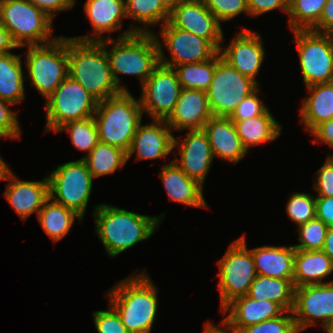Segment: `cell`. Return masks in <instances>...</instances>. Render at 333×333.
Returning a JSON list of instances; mask_svg holds the SVG:
<instances>
[{"label":"cell","instance_id":"2e32d148","mask_svg":"<svg viewBox=\"0 0 333 333\" xmlns=\"http://www.w3.org/2000/svg\"><path fill=\"white\" fill-rule=\"evenodd\" d=\"M169 22L176 28L210 41L218 50L225 41L221 23L203 0H183L170 13Z\"/></svg>","mask_w":333,"mask_h":333},{"label":"cell","instance_id":"7bdbcfd3","mask_svg":"<svg viewBox=\"0 0 333 333\" xmlns=\"http://www.w3.org/2000/svg\"><path fill=\"white\" fill-rule=\"evenodd\" d=\"M259 92L260 89L258 86L251 94L239 103L229 118L231 120H245L262 115L268 107H266L260 97H258V94H260Z\"/></svg>","mask_w":333,"mask_h":333},{"label":"cell","instance_id":"ba28073f","mask_svg":"<svg viewBox=\"0 0 333 333\" xmlns=\"http://www.w3.org/2000/svg\"><path fill=\"white\" fill-rule=\"evenodd\" d=\"M217 264L222 310L234 298L247 295L252 282L257 277L254 259L251 250L247 248L245 234L230 244Z\"/></svg>","mask_w":333,"mask_h":333},{"label":"cell","instance_id":"f35d334b","mask_svg":"<svg viewBox=\"0 0 333 333\" xmlns=\"http://www.w3.org/2000/svg\"><path fill=\"white\" fill-rule=\"evenodd\" d=\"M286 205L288 218L297 226L316 217V197L310 193H293Z\"/></svg>","mask_w":333,"mask_h":333},{"label":"cell","instance_id":"681fc988","mask_svg":"<svg viewBox=\"0 0 333 333\" xmlns=\"http://www.w3.org/2000/svg\"><path fill=\"white\" fill-rule=\"evenodd\" d=\"M314 136L313 143H326L330 148H333V118L320 123L311 132Z\"/></svg>","mask_w":333,"mask_h":333},{"label":"cell","instance_id":"e575fe53","mask_svg":"<svg viewBox=\"0 0 333 333\" xmlns=\"http://www.w3.org/2000/svg\"><path fill=\"white\" fill-rule=\"evenodd\" d=\"M216 56L204 62L187 63L175 66L182 89L206 91L213 80Z\"/></svg>","mask_w":333,"mask_h":333},{"label":"cell","instance_id":"f546056e","mask_svg":"<svg viewBox=\"0 0 333 333\" xmlns=\"http://www.w3.org/2000/svg\"><path fill=\"white\" fill-rule=\"evenodd\" d=\"M22 57L11 52L0 55V98L13 105L25 98Z\"/></svg>","mask_w":333,"mask_h":333},{"label":"cell","instance_id":"d590c367","mask_svg":"<svg viewBox=\"0 0 333 333\" xmlns=\"http://www.w3.org/2000/svg\"><path fill=\"white\" fill-rule=\"evenodd\" d=\"M327 0H288L291 30H311L320 20Z\"/></svg>","mask_w":333,"mask_h":333},{"label":"cell","instance_id":"74e56055","mask_svg":"<svg viewBox=\"0 0 333 333\" xmlns=\"http://www.w3.org/2000/svg\"><path fill=\"white\" fill-rule=\"evenodd\" d=\"M328 228L329 226L316 217L297 226L299 244L293 245L294 248L304 251H321Z\"/></svg>","mask_w":333,"mask_h":333},{"label":"cell","instance_id":"ee69618b","mask_svg":"<svg viewBox=\"0 0 333 333\" xmlns=\"http://www.w3.org/2000/svg\"><path fill=\"white\" fill-rule=\"evenodd\" d=\"M10 106L13 104L0 98V138L20 139L22 132L18 115L9 109Z\"/></svg>","mask_w":333,"mask_h":333},{"label":"cell","instance_id":"11a10c76","mask_svg":"<svg viewBox=\"0 0 333 333\" xmlns=\"http://www.w3.org/2000/svg\"><path fill=\"white\" fill-rule=\"evenodd\" d=\"M163 6L171 13L183 0H160Z\"/></svg>","mask_w":333,"mask_h":333},{"label":"cell","instance_id":"1f68e13d","mask_svg":"<svg viewBox=\"0 0 333 333\" xmlns=\"http://www.w3.org/2000/svg\"><path fill=\"white\" fill-rule=\"evenodd\" d=\"M38 221L44 232L53 240L58 242L70 231L75 220L83 222V218L75 211L56 203L48 198L37 215Z\"/></svg>","mask_w":333,"mask_h":333},{"label":"cell","instance_id":"e0dca14e","mask_svg":"<svg viewBox=\"0 0 333 333\" xmlns=\"http://www.w3.org/2000/svg\"><path fill=\"white\" fill-rule=\"evenodd\" d=\"M174 137L173 149L179 148L180 159L173 161L189 177L204 186V181L212 166L214 155L210 143L203 129L188 130L186 136Z\"/></svg>","mask_w":333,"mask_h":333},{"label":"cell","instance_id":"5bb4252c","mask_svg":"<svg viewBox=\"0 0 333 333\" xmlns=\"http://www.w3.org/2000/svg\"><path fill=\"white\" fill-rule=\"evenodd\" d=\"M181 90L175 69L159 63L141 86L139 99L143 114H149L152 120H166L173 112Z\"/></svg>","mask_w":333,"mask_h":333},{"label":"cell","instance_id":"6f0895ef","mask_svg":"<svg viewBox=\"0 0 333 333\" xmlns=\"http://www.w3.org/2000/svg\"><path fill=\"white\" fill-rule=\"evenodd\" d=\"M323 328L326 333H333V319L328 321Z\"/></svg>","mask_w":333,"mask_h":333},{"label":"cell","instance_id":"277c9868","mask_svg":"<svg viewBox=\"0 0 333 333\" xmlns=\"http://www.w3.org/2000/svg\"><path fill=\"white\" fill-rule=\"evenodd\" d=\"M68 75L98 102L123 92L113 78L104 40L80 41L68 37Z\"/></svg>","mask_w":333,"mask_h":333},{"label":"cell","instance_id":"9f6ffc18","mask_svg":"<svg viewBox=\"0 0 333 333\" xmlns=\"http://www.w3.org/2000/svg\"><path fill=\"white\" fill-rule=\"evenodd\" d=\"M9 170L10 167L8 166L7 162H5L0 156V181L5 180V177Z\"/></svg>","mask_w":333,"mask_h":333},{"label":"cell","instance_id":"bcb514c9","mask_svg":"<svg viewBox=\"0 0 333 333\" xmlns=\"http://www.w3.org/2000/svg\"><path fill=\"white\" fill-rule=\"evenodd\" d=\"M250 17L261 16L276 9L288 15V0H247Z\"/></svg>","mask_w":333,"mask_h":333},{"label":"cell","instance_id":"7dc6e473","mask_svg":"<svg viewBox=\"0 0 333 333\" xmlns=\"http://www.w3.org/2000/svg\"><path fill=\"white\" fill-rule=\"evenodd\" d=\"M41 11L46 13L52 20L55 14L64 10H71L77 3L76 0H28Z\"/></svg>","mask_w":333,"mask_h":333},{"label":"cell","instance_id":"6da1fadb","mask_svg":"<svg viewBox=\"0 0 333 333\" xmlns=\"http://www.w3.org/2000/svg\"><path fill=\"white\" fill-rule=\"evenodd\" d=\"M94 209L96 234L110 258L149 239L165 217V213L147 216L111 204H99Z\"/></svg>","mask_w":333,"mask_h":333},{"label":"cell","instance_id":"7a4b0ae2","mask_svg":"<svg viewBox=\"0 0 333 333\" xmlns=\"http://www.w3.org/2000/svg\"><path fill=\"white\" fill-rule=\"evenodd\" d=\"M130 28L119 33L117 39L104 40V48L110 61L111 72L115 83L123 92H129L118 75H135L141 86L159 64V49L152 32H143L140 25L130 24ZM112 45L107 50L108 45Z\"/></svg>","mask_w":333,"mask_h":333},{"label":"cell","instance_id":"4fadbf2b","mask_svg":"<svg viewBox=\"0 0 333 333\" xmlns=\"http://www.w3.org/2000/svg\"><path fill=\"white\" fill-rule=\"evenodd\" d=\"M153 32L159 49V63L174 68L187 63L204 62L215 57L219 50L208 40L174 27L169 21L160 25V31ZM162 38L160 40V38ZM170 58L166 57L164 47Z\"/></svg>","mask_w":333,"mask_h":333},{"label":"cell","instance_id":"8992f818","mask_svg":"<svg viewBox=\"0 0 333 333\" xmlns=\"http://www.w3.org/2000/svg\"><path fill=\"white\" fill-rule=\"evenodd\" d=\"M0 22L18 47L52 43L53 20L28 0H0Z\"/></svg>","mask_w":333,"mask_h":333},{"label":"cell","instance_id":"f907efd6","mask_svg":"<svg viewBox=\"0 0 333 333\" xmlns=\"http://www.w3.org/2000/svg\"><path fill=\"white\" fill-rule=\"evenodd\" d=\"M311 30L319 33L333 34V0H327L319 22Z\"/></svg>","mask_w":333,"mask_h":333},{"label":"cell","instance_id":"30bf717a","mask_svg":"<svg viewBox=\"0 0 333 333\" xmlns=\"http://www.w3.org/2000/svg\"><path fill=\"white\" fill-rule=\"evenodd\" d=\"M45 103V132H57L67 122L93 117L98 101L68 75Z\"/></svg>","mask_w":333,"mask_h":333},{"label":"cell","instance_id":"52a82bcc","mask_svg":"<svg viewBox=\"0 0 333 333\" xmlns=\"http://www.w3.org/2000/svg\"><path fill=\"white\" fill-rule=\"evenodd\" d=\"M26 47L30 85L47 99L68 76V37L58 36L52 43Z\"/></svg>","mask_w":333,"mask_h":333},{"label":"cell","instance_id":"8fae6325","mask_svg":"<svg viewBox=\"0 0 333 333\" xmlns=\"http://www.w3.org/2000/svg\"><path fill=\"white\" fill-rule=\"evenodd\" d=\"M305 86L333 82V34L293 30Z\"/></svg>","mask_w":333,"mask_h":333},{"label":"cell","instance_id":"b9f144b4","mask_svg":"<svg viewBox=\"0 0 333 333\" xmlns=\"http://www.w3.org/2000/svg\"><path fill=\"white\" fill-rule=\"evenodd\" d=\"M93 319L98 333H129L119 314L110 304L108 310L94 311Z\"/></svg>","mask_w":333,"mask_h":333},{"label":"cell","instance_id":"7402d4cb","mask_svg":"<svg viewBox=\"0 0 333 333\" xmlns=\"http://www.w3.org/2000/svg\"><path fill=\"white\" fill-rule=\"evenodd\" d=\"M84 10L94 32L82 37H71L80 41L100 42L109 39L108 35H102L120 30L126 18L125 0H86Z\"/></svg>","mask_w":333,"mask_h":333},{"label":"cell","instance_id":"44dd1931","mask_svg":"<svg viewBox=\"0 0 333 333\" xmlns=\"http://www.w3.org/2000/svg\"><path fill=\"white\" fill-rule=\"evenodd\" d=\"M212 116L205 91L182 89L166 122L173 132L199 130Z\"/></svg>","mask_w":333,"mask_h":333},{"label":"cell","instance_id":"3957f363","mask_svg":"<svg viewBox=\"0 0 333 333\" xmlns=\"http://www.w3.org/2000/svg\"><path fill=\"white\" fill-rule=\"evenodd\" d=\"M137 272L108 290V303L129 333H151L158 312V289L146 272Z\"/></svg>","mask_w":333,"mask_h":333},{"label":"cell","instance_id":"8d00e7d4","mask_svg":"<svg viewBox=\"0 0 333 333\" xmlns=\"http://www.w3.org/2000/svg\"><path fill=\"white\" fill-rule=\"evenodd\" d=\"M66 130L69 132L72 144L79 151H85L88 154L99 143L94 117L67 122L57 132Z\"/></svg>","mask_w":333,"mask_h":333},{"label":"cell","instance_id":"ab89813d","mask_svg":"<svg viewBox=\"0 0 333 333\" xmlns=\"http://www.w3.org/2000/svg\"><path fill=\"white\" fill-rule=\"evenodd\" d=\"M238 333H298V331L292 311H284L278 317L247 326Z\"/></svg>","mask_w":333,"mask_h":333},{"label":"cell","instance_id":"f5cc1de1","mask_svg":"<svg viewBox=\"0 0 333 333\" xmlns=\"http://www.w3.org/2000/svg\"><path fill=\"white\" fill-rule=\"evenodd\" d=\"M204 333H238V332L235 329H233L224 319H222V321H220L219 326L213 324L211 321L205 322Z\"/></svg>","mask_w":333,"mask_h":333},{"label":"cell","instance_id":"603a6c76","mask_svg":"<svg viewBox=\"0 0 333 333\" xmlns=\"http://www.w3.org/2000/svg\"><path fill=\"white\" fill-rule=\"evenodd\" d=\"M203 131L208 137L214 158L237 164L247 155L248 151L229 117L212 116L205 123Z\"/></svg>","mask_w":333,"mask_h":333},{"label":"cell","instance_id":"db71d44e","mask_svg":"<svg viewBox=\"0 0 333 333\" xmlns=\"http://www.w3.org/2000/svg\"><path fill=\"white\" fill-rule=\"evenodd\" d=\"M322 251L325 252L333 262V226L328 228Z\"/></svg>","mask_w":333,"mask_h":333},{"label":"cell","instance_id":"cb8c5ba5","mask_svg":"<svg viewBox=\"0 0 333 333\" xmlns=\"http://www.w3.org/2000/svg\"><path fill=\"white\" fill-rule=\"evenodd\" d=\"M224 320L237 332L241 329L280 316L284 310L270 300H254L247 295L229 302L222 310ZM229 314L227 315V313Z\"/></svg>","mask_w":333,"mask_h":333},{"label":"cell","instance_id":"9c48e42d","mask_svg":"<svg viewBox=\"0 0 333 333\" xmlns=\"http://www.w3.org/2000/svg\"><path fill=\"white\" fill-rule=\"evenodd\" d=\"M49 198L75 211L84 219L93 188V177L80 158L57 166L47 176Z\"/></svg>","mask_w":333,"mask_h":333},{"label":"cell","instance_id":"4316f807","mask_svg":"<svg viewBox=\"0 0 333 333\" xmlns=\"http://www.w3.org/2000/svg\"><path fill=\"white\" fill-rule=\"evenodd\" d=\"M306 88L309 96L302 100L300 122L310 133L320 123L333 118V82L317 83Z\"/></svg>","mask_w":333,"mask_h":333},{"label":"cell","instance_id":"83f0119b","mask_svg":"<svg viewBox=\"0 0 333 333\" xmlns=\"http://www.w3.org/2000/svg\"><path fill=\"white\" fill-rule=\"evenodd\" d=\"M333 272V262L321 251H304L295 249L294 287L329 283L324 281Z\"/></svg>","mask_w":333,"mask_h":333},{"label":"cell","instance_id":"f1b7e54d","mask_svg":"<svg viewBox=\"0 0 333 333\" xmlns=\"http://www.w3.org/2000/svg\"><path fill=\"white\" fill-rule=\"evenodd\" d=\"M232 121L247 151L250 150V147L273 142L282 134V124L274 119L268 109L262 115Z\"/></svg>","mask_w":333,"mask_h":333},{"label":"cell","instance_id":"836d02e7","mask_svg":"<svg viewBox=\"0 0 333 333\" xmlns=\"http://www.w3.org/2000/svg\"><path fill=\"white\" fill-rule=\"evenodd\" d=\"M126 18L134 19L145 27L143 32H154L148 26L164 25L170 19V12L160 0H125ZM147 26V27H146Z\"/></svg>","mask_w":333,"mask_h":333},{"label":"cell","instance_id":"ac0fdd59","mask_svg":"<svg viewBox=\"0 0 333 333\" xmlns=\"http://www.w3.org/2000/svg\"><path fill=\"white\" fill-rule=\"evenodd\" d=\"M261 34L244 28L238 32L227 47H220L221 58L240 74L255 81L265 59V47Z\"/></svg>","mask_w":333,"mask_h":333},{"label":"cell","instance_id":"680465c9","mask_svg":"<svg viewBox=\"0 0 333 333\" xmlns=\"http://www.w3.org/2000/svg\"><path fill=\"white\" fill-rule=\"evenodd\" d=\"M328 158L333 162V154L329 155Z\"/></svg>","mask_w":333,"mask_h":333},{"label":"cell","instance_id":"d6986e66","mask_svg":"<svg viewBox=\"0 0 333 333\" xmlns=\"http://www.w3.org/2000/svg\"><path fill=\"white\" fill-rule=\"evenodd\" d=\"M166 120L153 119L152 123L138 125L136 133L127 151V160L136 153L137 160H153L165 158L173 149L174 135Z\"/></svg>","mask_w":333,"mask_h":333},{"label":"cell","instance_id":"816d5d0a","mask_svg":"<svg viewBox=\"0 0 333 333\" xmlns=\"http://www.w3.org/2000/svg\"><path fill=\"white\" fill-rule=\"evenodd\" d=\"M14 48L18 47L12 41L8 30L0 22V55L9 53Z\"/></svg>","mask_w":333,"mask_h":333},{"label":"cell","instance_id":"4dcf8cb0","mask_svg":"<svg viewBox=\"0 0 333 333\" xmlns=\"http://www.w3.org/2000/svg\"><path fill=\"white\" fill-rule=\"evenodd\" d=\"M294 292L293 280L257 275L247 296L256 301L270 300L277 303L284 311H292Z\"/></svg>","mask_w":333,"mask_h":333},{"label":"cell","instance_id":"ffe728a7","mask_svg":"<svg viewBox=\"0 0 333 333\" xmlns=\"http://www.w3.org/2000/svg\"><path fill=\"white\" fill-rule=\"evenodd\" d=\"M8 180L3 196L14 211L25 221L30 215L42 209L49 198V182L47 176L42 181L21 180L10 169L5 177Z\"/></svg>","mask_w":333,"mask_h":333},{"label":"cell","instance_id":"d6a6232c","mask_svg":"<svg viewBox=\"0 0 333 333\" xmlns=\"http://www.w3.org/2000/svg\"><path fill=\"white\" fill-rule=\"evenodd\" d=\"M93 179L109 175L125 166L127 152L121 148L99 142L88 154L81 158Z\"/></svg>","mask_w":333,"mask_h":333},{"label":"cell","instance_id":"c3c4849f","mask_svg":"<svg viewBox=\"0 0 333 333\" xmlns=\"http://www.w3.org/2000/svg\"><path fill=\"white\" fill-rule=\"evenodd\" d=\"M316 218L333 226V197L316 196Z\"/></svg>","mask_w":333,"mask_h":333},{"label":"cell","instance_id":"f6af8a7d","mask_svg":"<svg viewBox=\"0 0 333 333\" xmlns=\"http://www.w3.org/2000/svg\"><path fill=\"white\" fill-rule=\"evenodd\" d=\"M315 174L316 182L313 186L317 196L333 197V162L327 157Z\"/></svg>","mask_w":333,"mask_h":333},{"label":"cell","instance_id":"7c38bea8","mask_svg":"<svg viewBox=\"0 0 333 333\" xmlns=\"http://www.w3.org/2000/svg\"><path fill=\"white\" fill-rule=\"evenodd\" d=\"M258 86L251 78L229 65L218 53L213 80L205 91L212 115L229 117L239 103Z\"/></svg>","mask_w":333,"mask_h":333},{"label":"cell","instance_id":"5b68a950","mask_svg":"<svg viewBox=\"0 0 333 333\" xmlns=\"http://www.w3.org/2000/svg\"><path fill=\"white\" fill-rule=\"evenodd\" d=\"M99 142L128 151L143 112L140 99L129 92L107 98L97 103L94 113Z\"/></svg>","mask_w":333,"mask_h":333},{"label":"cell","instance_id":"d4e9b609","mask_svg":"<svg viewBox=\"0 0 333 333\" xmlns=\"http://www.w3.org/2000/svg\"><path fill=\"white\" fill-rule=\"evenodd\" d=\"M161 167L159 177L171 201L189 207L208 208L202 185L189 178L173 160Z\"/></svg>","mask_w":333,"mask_h":333},{"label":"cell","instance_id":"9a60e30c","mask_svg":"<svg viewBox=\"0 0 333 333\" xmlns=\"http://www.w3.org/2000/svg\"><path fill=\"white\" fill-rule=\"evenodd\" d=\"M298 333L317 325L323 327L333 319V280L329 283L304 285L295 288L292 308Z\"/></svg>","mask_w":333,"mask_h":333},{"label":"cell","instance_id":"60d3db41","mask_svg":"<svg viewBox=\"0 0 333 333\" xmlns=\"http://www.w3.org/2000/svg\"><path fill=\"white\" fill-rule=\"evenodd\" d=\"M205 6L222 23L234 19L241 13L248 16L249 9L247 0H203Z\"/></svg>","mask_w":333,"mask_h":333},{"label":"cell","instance_id":"484cf974","mask_svg":"<svg viewBox=\"0 0 333 333\" xmlns=\"http://www.w3.org/2000/svg\"><path fill=\"white\" fill-rule=\"evenodd\" d=\"M257 275L293 280L295 248L289 246H260L250 249Z\"/></svg>","mask_w":333,"mask_h":333}]
</instances>
